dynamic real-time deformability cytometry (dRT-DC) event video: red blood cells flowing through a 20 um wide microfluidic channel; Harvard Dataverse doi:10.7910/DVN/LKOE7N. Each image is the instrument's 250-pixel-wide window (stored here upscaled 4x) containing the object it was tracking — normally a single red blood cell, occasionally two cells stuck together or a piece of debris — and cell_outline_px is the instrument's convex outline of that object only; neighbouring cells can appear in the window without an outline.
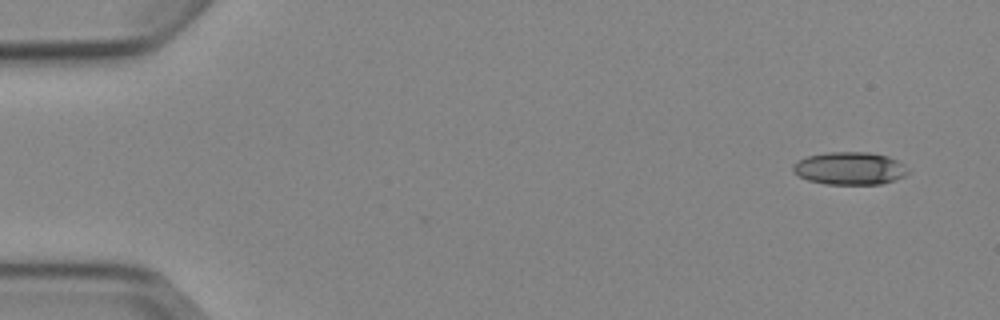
{"species": "Egyptian fruit bat (a non-hibernating species)", "species_latin": "Rousettus aegyptiacus", "temperature_condition": "cold", "stored_images_in_passage": 7, "camera_frame_rate_fps": 3000, "um_per_image_px": 0.085, "animal": {"sex": "female"}, "frame": {"image": 1, "passage_image": 1, "time_ms": 0.0, "image_size_px": [1000, 320], "cell_outline_px": [[908, 172], [904, 176], [880, 184], [824, 184], [808, 180], [792, 172], [792, 164], [796, 160], [808, 156], [828, 152], [868, 152], [888, 156], [904, 164]], "centroid_in_image_um": [72.18, 14.3], "position_along_channel_um": 12.8, "area_um2": 21.91}}
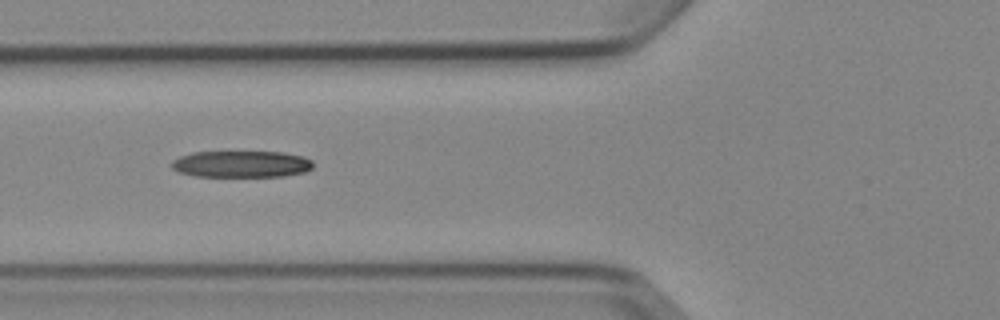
{"frame": {"image": 2, "passage_image": 5, "time_ms": 5.667, "image_size_px": [1000, 320], "cell_outline_px": [[312, 168], [304, 172], [284, 176], [196, 176], [180, 172], [172, 168], [172, 160], [180, 156], [192, 152], [284, 152], [304, 156], [312, 160]], "centroid_in_image_um": [20.54, 13.94], "position_along_channel_um": 105.3, "area_um2": 21.91}}
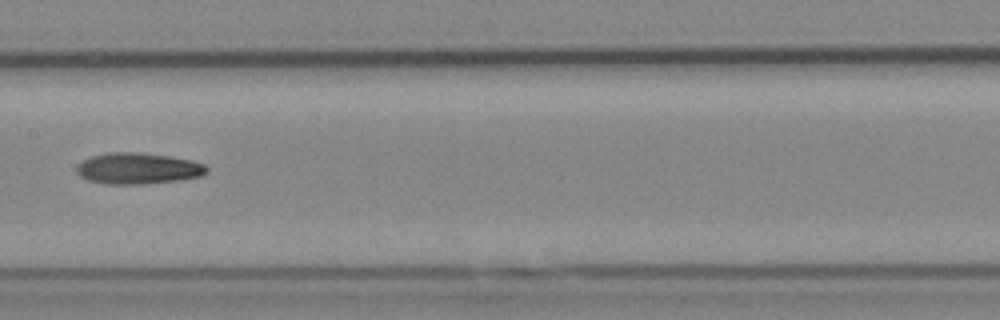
{"frame": {"image": 3, "passage_image": 7, "time_ms": 8.0, "image_size_px": [1000, 320], "cell_outline_px": [[208, 172], [200, 176], [180, 180], [140, 184], [108, 184], [88, 180], [80, 176], [76, 172], [76, 164], [92, 156], [108, 152], [140, 152], [168, 156], [192, 160], [204, 164], [208, 168]], "centroid_in_image_um": [11.72, 14.31], "position_along_channel_um": 195.7, "area_um2": 23.7}}